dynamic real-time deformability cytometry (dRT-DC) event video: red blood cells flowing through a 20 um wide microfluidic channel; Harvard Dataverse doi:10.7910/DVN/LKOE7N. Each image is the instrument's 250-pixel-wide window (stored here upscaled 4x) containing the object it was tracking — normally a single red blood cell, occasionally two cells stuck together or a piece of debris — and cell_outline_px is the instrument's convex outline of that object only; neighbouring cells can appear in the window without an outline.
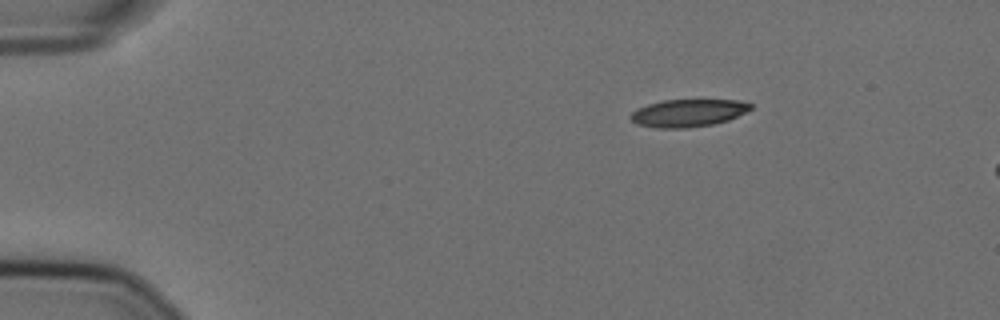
{"species": "Egyptian fruit bat (a non-hibernating species)", "species_latin": "Rousettus aegyptiacus", "temperature_condition": "cold", "stored_images_in_passage": 8, "camera_frame_rate_fps": 3000, "um_per_image_px": 0.085, "animal": {"sex": "female"}, "frame": {"image": 1, "passage_image": 1, "time_ms": 0.0, "image_size_px": [1000, 320], "cell_outline_px": [[752, 108], [728, 120], [712, 124], [684, 128], [660, 128], [636, 124], [632, 120], [632, 112], [648, 104], [664, 100], [740, 100], [752, 104]], "centroid_in_image_um": [58.51, 9.6], "position_along_channel_um": 26.5, "area_um2": 18.9}}